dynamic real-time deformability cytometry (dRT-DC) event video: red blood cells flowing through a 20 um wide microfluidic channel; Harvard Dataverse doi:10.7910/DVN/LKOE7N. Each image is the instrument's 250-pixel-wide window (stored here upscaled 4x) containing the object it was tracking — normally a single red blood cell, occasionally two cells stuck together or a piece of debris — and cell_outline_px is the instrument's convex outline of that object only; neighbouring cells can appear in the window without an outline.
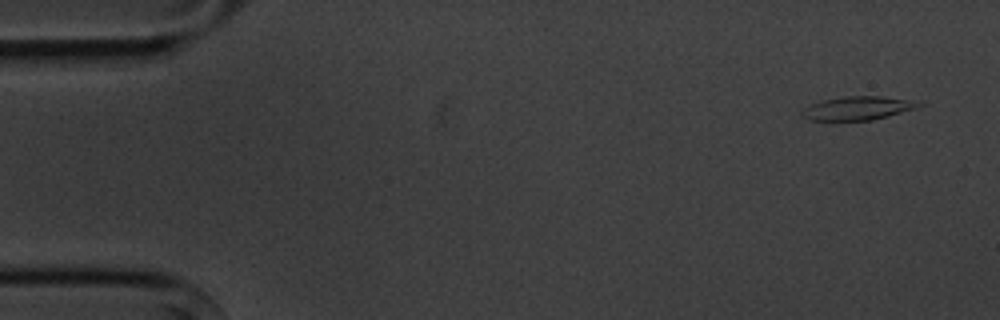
{"species": "common noctule bat (a hibernating species)", "species_latin": "Nyctalus noctula", "temperature_condition": "cold", "stored_images_in_passage": 10, "camera_frame_rate_fps": 3000, "um_per_image_px": 0.085, "animal": {"sex": "male", "body_mass_g": 20.1, "forearm_length_mm": 53.5}, "frame": {"image": 1, "passage_image": 1, "time_ms": 0.0, "image_size_px": [1000, 320], "cell_outline_px": [[924, 104], [916, 108], [888, 116], [872, 120], [808, 120], [800, 116], [800, 112], [804, 108], [820, 100], [844, 96], [880, 96], [924, 100]], "centroid_in_image_um": [72.96, 9.18], "position_along_channel_um": 12.0, "area_um2": 16.42}}
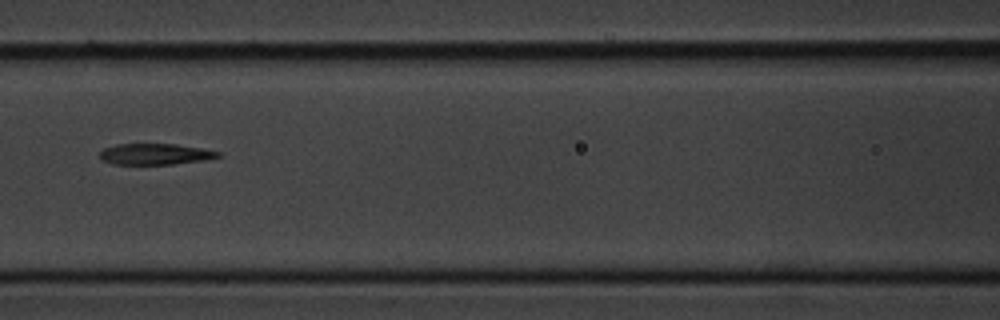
{"frame": {"image": 2, "passage_image": 7, "time_ms": 7.0, "image_size_px": [1000, 320], "cell_outline_px": [[220, 156], [204, 160], [172, 164], [112, 164], [100, 160], [100, 152], [104, 148], [116, 144], [176, 144], [200, 148], [220, 152]], "centroid_in_image_um": [13.14, 13.1], "position_along_channel_um": 153.5, "area_um2": 14.45}}
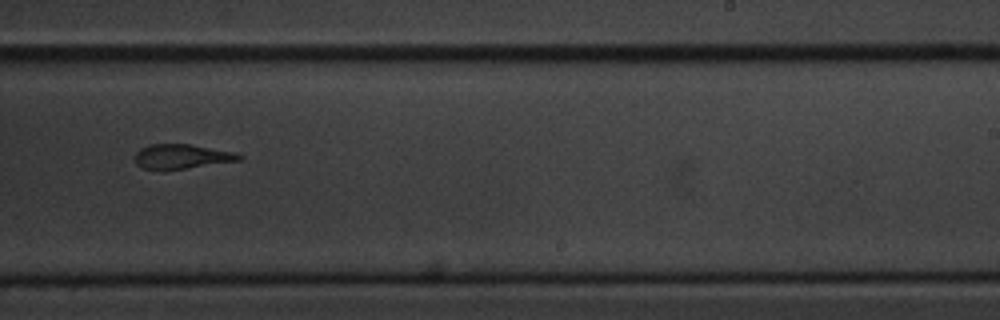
{"frame": {"image": 3, "passage_image": 10, "time_ms": 10.333, "image_size_px": [1000, 320], "cell_outline_px": [[244, 156], [240, 160], [184, 168], [144, 168], [136, 164], [136, 152], [140, 148], [148, 144], [192, 144], [232, 152]], "centroid_in_image_um": [15.44, 13.27], "position_along_channel_um": 273.6, "area_um2": 14.39}}